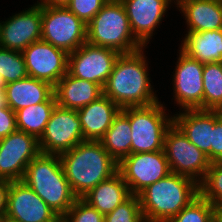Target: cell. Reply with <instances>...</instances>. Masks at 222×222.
Returning a JSON list of instances; mask_svg holds the SVG:
<instances>
[{
	"instance_id": "b9f144b4",
	"label": "cell",
	"mask_w": 222,
	"mask_h": 222,
	"mask_svg": "<svg viewBox=\"0 0 222 222\" xmlns=\"http://www.w3.org/2000/svg\"><path fill=\"white\" fill-rule=\"evenodd\" d=\"M210 222H222L217 216H215Z\"/></svg>"
},
{
	"instance_id": "5b68a950",
	"label": "cell",
	"mask_w": 222,
	"mask_h": 222,
	"mask_svg": "<svg viewBox=\"0 0 222 222\" xmlns=\"http://www.w3.org/2000/svg\"><path fill=\"white\" fill-rule=\"evenodd\" d=\"M87 43L111 48L120 54L144 48L131 31L120 0H109L87 24Z\"/></svg>"
},
{
	"instance_id": "d6a6232c",
	"label": "cell",
	"mask_w": 222,
	"mask_h": 222,
	"mask_svg": "<svg viewBox=\"0 0 222 222\" xmlns=\"http://www.w3.org/2000/svg\"><path fill=\"white\" fill-rule=\"evenodd\" d=\"M109 0H70L66 6L86 25Z\"/></svg>"
},
{
	"instance_id": "d4e9b609",
	"label": "cell",
	"mask_w": 222,
	"mask_h": 222,
	"mask_svg": "<svg viewBox=\"0 0 222 222\" xmlns=\"http://www.w3.org/2000/svg\"><path fill=\"white\" fill-rule=\"evenodd\" d=\"M132 130L129 117L122 111L114 117L100 142L110 156L119 163L131 154Z\"/></svg>"
},
{
	"instance_id": "2e32d148",
	"label": "cell",
	"mask_w": 222,
	"mask_h": 222,
	"mask_svg": "<svg viewBox=\"0 0 222 222\" xmlns=\"http://www.w3.org/2000/svg\"><path fill=\"white\" fill-rule=\"evenodd\" d=\"M203 68L204 64L179 50L173 75V97L183 110L203 109Z\"/></svg>"
},
{
	"instance_id": "484cf974",
	"label": "cell",
	"mask_w": 222,
	"mask_h": 222,
	"mask_svg": "<svg viewBox=\"0 0 222 222\" xmlns=\"http://www.w3.org/2000/svg\"><path fill=\"white\" fill-rule=\"evenodd\" d=\"M56 105L57 101L53 93L45 102L15 111L17 130L39 139Z\"/></svg>"
},
{
	"instance_id": "7bdbcfd3",
	"label": "cell",
	"mask_w": 222,
	"mask_h": 222,
	"mask_svg": "<svg viewBox=\"0 0 222 222\" xmlns=\"http://www.w3.org/2000/svg\"><path fill=\"white\" fill-rule=\"evenodd\" d=\"M216 163L222 164V157Z\"/></svg>"
},
{
	"instance_id": "83f0119b",
	"label": "cell",
	"mask_w": 222,
	"mask_h": 222,
	"mask_svg": "<svg viewBox=\"0 0 222 222\" xmlns=\"http://www.w3.org/2000/svg\"><path fill=\"white\" fill-rule=\"evenodd\" d=\"M217 208L200 194L184 207L176 216L166 222H210Z\"/></svg>"
},
{
	"instance_id": "ab89813d",
	"label": "cell",
	"mask_w": 222,
	"mask_h": 222,
	"mask_svg": "<svg viewBox=\"0 0 222 222\" xmlns=\"http://www.w3.org/2000/svg\"><path fill=\"white\" fill-rule=\"evenodd\" d=\"M0 222H7L6 213H0Z\"/></svg>"
},
{
	"instance_id": "ba28073f",
	"label": "cell",
	"mask_w": 222,
	"mask_h": 222,
	"mask_svg": "<svg viewBox=\"0 0 222 222\" xmlns=\"http://www.w3.org/2000/svg\"><path fill=\"white\" fill-rule=\"evenodd\" d=\"M164 151L172 173L187 176L198 184L211 162L173 123L164 137Z\"/></svg>"
},
{
	"instance_id": "8d00e7d4",
	"label": "cell",
	"mask_w": 222,
	"mask_h": 222,
	"mask_svg": "<svg viewBox=\"0 0 222 222\" xmlns=\"http://www.w3.org/2000/svg\"><path fill=\"white\" fill-rule=\"evenodd\" d=\"M70 0H40L37 4L42 6L66 7Z\"/></svg>"
},
{
	"instance_id": "5bb4252c",
	"label": "cell",
	"mask_w": 222,
	"mask_h": 222,
	"mask_svg": "<svg viewBox=\"0 0 222 222\" xmlns=\"http://www.w3.org/2000/svg\"><path fill=\"white\" fill-rule=\"evenodd\" d=\"M28 76L56 86L67 73L68 53L43 40L22 51Z\"/></svg>"
},
{
	"instance_id": "3957f363",
	"label": "cell",
	"mask_w": 222,
	"mask_h": 222,
	"mask_svg": "<svg viewBox=\"0 0 222 222\" xmlns=\"http://www.w3.org/2000/svg\"><path fill=\"white\" fill-rule=\"evenodd\" d=\"M199 195L193 179L170 173L138 194L145 222H166Z\"/></svg>"
},
{
	"instance_id": "ac0fdd59",
	"label": "cell",
	"mask_w": 222,
	"mask_h": 222,
	"mask_svg": "<svg viewBox=\"0 0 222 222\" xmlns=\"http://www.w3.org/2000/svg\"><path fill=\"white\" fill-rule=\"evenodd\" d=\"M173 123L181 130L191 143H193L208 157L211 162L214 110H182V112L173 116Z\"/></svg>"
},
{
	"instance_id": "d6986e66",
	"label": "cell",
	"mask_w": 222,
	"mask_h": 222,
	"mask_svg": "<svg viewBox=\"0 0 222 222\" xmlns=\"http://www.w3.org/2000/svg\"><path fill=\"white\" fill-rule=\"evenodd\" d=\"M121 108L106 95L77 110L84 140L100 141Z\"/></svg>"
},
{
	"instance_id": "cb8c5ba5",
	"label": "cell",
	"mask_w": 222,
	"mask_h": 222,
	"mask_svg": "<svg viewBox=\"0 0 222 222\" xmlns=\"http://www.w3.org/2000/svg\"><path fill=\"white\" fill-rule=\"evenodd\" d=\"M131 196L128 185L119 172L100 182L82 197L89 205L106 215Z\"/></svg>"
},
{
	"instance_id": "60d3db41",
	"label": "cell",
	"mask_w": 222,
	"mask_h": 222,
	"mask_svg": "<svg viewBox=\"0 0 222 222\" xmlns=\"http://www.w3.org/2000/svg\"><path fill=\"white\" fill-rule=\"evenodd\" d=\"M216 216L222 221V209H218Z\"/></svg>"
},
{
	"instance_id": "8992f818",
	"label": "cell",
	"mask_w": 222,
	"mask_h": 222,
	"mask_svg": "<svg viewBox=\"0 0 222 222\" xmlns=\"http://www.w3.org/2000/svg\"><path fill=\"white\" fill-rule=\"evenodd\" d=\"M121 110L129 117L132 130L131 154L164 150V137L173 124V116L165 114L161 102Z\"/></svg>"
},
{
	"instance_id": "d590c367",
	"label": "cell",
	"mask_w": 222,
	"mask_h": 222,
	"mask_svg": "<svg viewBox=\"0 0 222 222\" xmlns=\"http://www.w3.org/2000/svg\"><path fill=\"white\" fill-rule=\"evenodd\" d=\"M10 181L0 180V213L7 211V199Z\"/></svg>"
},
{
	"instance_id": "f1b7e54d",
	"label": "cell",
	"mask_w": 222,
	"mask_h": 222,
	"mask_svg": "<svg viewBox=\"0 0 222 222\" xmlns=\"http://www.w3.org/2000/svg\"><path fill=\"white\" fill-rule=\"evenodd\" d=\"M199 194L217 209H222V164H210L205 177L199 183Z\"/></svg>"
},
{
	"instance_id": "7a4b0ae2",
	"label": "cell",
	"mask_w": 222,
	"mask_h": 222,
	"mask_svg": "<svg viewBox=\"0 0 222 222\" xmlns=\"http://www.w3.org/2000/svg\"><path fill=\"white\" fill-rule=\"evenodd\" d=\"M64 174L77 198L118 172V163L100 141L84 140L59 155Z\"/></svg>"
},
{
	"instance_id": "30bf717a",
	"label": "cell",
	"mask_w": 222,
	"mask_h": 222,
	"mask_svg": "<svg viewBox=\"0 0 222 222\" xmlns=\"http://www.w3.org/2000/svg\"><path fill=\"white\" fill-rule=\"evenodd\" d=\"M38 141L40 152L52 155H60L84 141L77 110L56 105Z\"/></svg>"
},
{
	"instance_id": "74e56055",
	"label": "cell",
	"mask_w": 222,
	"mask_h": 222,
	"mask_svg": "<svg viewBox=\"0 0 222 222\" xmlns=\"http://www.w3.org/2000/svg\"><path fill=\"white\" fill-rule=\"evenodd\" d=\"M8 107L5 90H0V108Z\"/></svg>"
},
{
	"instance_id": "836d02e7",
	"label": "cell",
	"mask_w": 222,
	"mask_h": 222,
	"mask_svg": "<svg viewBox=\"0 0 222 222\" xmlns=\"http://www.w3.org/2000/svg\"><path fill=\"white\" fill-rule=\"evenodd\" d=\"M222 157V111L214 110V128L212 131L211 163Z\"/></svg>"
},
{
	"instance_id": "9c48e42d",
	"label": "cell",
	"mask_w": 222,
	"mask_h": 222,
	"mask_svg": "<svg viewBox=\"0 0 222 222\" xmlns=\"http://www.w3.org/2000/svg\"><path fill=\"white\" fill-rule=\"evenodd\" d=\"M118 172L131 195H138L149 185L171 173L164 150L132 153L118 163Z\"/></svg>"
},
{
	"instance_id": "6da1fadb",
	"label": "cell",
	"mask_w": 222,
	"mask_h": 222,
	"mask_svg": "<svg viewBox=\"0 0 222 222\" xmlns=\"http://www.w3.org/2000/svg\"><path fill=\"white\" fill-rule=\"evenodd\" d=\"M143 49L120 54L103 87V94L121 109L148 106L159 101L148 77L147 57Z\"/></svg>"
},
{
	"instance_id": "9a60e30c",
	"label": "cell",
	"mask_w": 222,
	"mask_h": 222,
	"mask_svg": "<svg viewBox=\"0 0 222 222\" xmlns=\"http://www.w3.org/2000/svg\"><path fill=\"white\" fill-rule=\"evenodd\" d=\"M3 23V24H2ZM42 37V5L14 14L0 22V47L22 52Z\"/></svg>"
},
{
	"instance_id": "f35d334b",
	"label": "cell",
	"mask_w": 222,
	"mask_h": 222,
	"mask_svg": "<svg viewBox=\"0 0 222 222\" xmlns=\"http://www.w3.org/2000/svg\"><path fill=\"white\" fill-rule=\"evenodd\" d=\"M6 82L4 78L0 75V90H5Z\"/></svg>"
},
{
	"instance_id": "e0dca14e",
	"label": "cell",
	"mask_w": 222,
	"mask_h": 222,
	"mask_svg": "<svg viewBox=\"0 0 222 222\" xmlns=\"http://www.w3.org/2000/svg\"><path fill=\"white\" fill-rule=\"evenodd\" d=\"M129 19L131 31L144 46L149 44L153 31L161 24L173 0H120Z\"/></svg>"
},
{
	"instance_id": "4dcf8cb0",
	"label": "cell",
	"mask_w": 222,
	"mask_h": 222,
	"mask_svg": "<svg viewBox=\"0 0 222 222\" xmlns=\"http://www.w3.org/2000/svg\"><path fill=\"white\" fill-rule=\"evenodd\" d=\"M104 222H145L138 195H131L112 212L104 215Z\"/></svg>"
},
{
	"instance_id": "603a6c76",
	"label": "cell",
	"mask_w": 222,
	"mask_h": 222,
	"mask_svg": "<svg viewBox=\"0 0 222 222\" xmlns=\"http://www.w3.org/2000/svg\"><path fill=\"white\" fill-rule=\"evenodd\" d=\"M180 50L202 64L222 62V29L187 32Z\"/></svg>"
},
{
	"instance_id": "277c9868",
	"label": "cell",
	"mask_w": 222,
	"mask_h": 222,
	"mask_svg": "<svg viewBox=\"0 0 222 222\" xmlns=\"http://www.w3.org/2000/svg\"><path fill=\"white\" fill-rule=\"evenodd\" d=\"M22 181L60 218L77 199L64 174L59 155L40 153L27 165Z\"/></svg>"
},
{
	"instance_id": "1f68e13d",
	"label": "cell",
	"mask_w": 222,
	"mask_h": 222,
	"mask_svg": "<svg viewBox=\"0 0 222 222\" xmlns=\"http://www.w3.org/2000/svg\"><path fill=\"white\" fill-rule=\"evenodd\" d=\"M61 222H104V215L82 198H77Z\"/></svg>"
},
{
	"instance_id": "e575fe53",
	"label": "cell",
	"mask_w": 222,
	"mask_h": 222,
	"mask_svg": "<svg viewBox=\"0 0 222 222\" xmlns=\"http://www.w3.org/2000/svg\"><path fill=\"white\" fill-rule=\"evenodd\" d=\"M17 130L16 115L9 107L0 108V139Z\"/></svg>"
},
{
	"instance_id": "8fae6325",
	"label": "cell",
	"mask_w": 222,
	"mask_h": 222,
	"mask_svg": "<svg viewBox=\"0 0 222 222\" xmlns=\"http://www.w3.org/2000/svg\"><path fill=\"white\" fill-rule=\"evenodd\" d=\"M120 53L107 47H97L87 42L68 54L67 72L76 78L105 86Z\"/></svg>"
},
{
	"instance_id": "52a82bcc",
	"label": "cell",
	"mask_w": 222,
	"mask_h": 222,
	"mask_svg": "<svg viewBox=\"0 0 222 222\" xmlns=\"http://www.w3.org/2000/svg\"><path fill=\"white\" fill-rule=\"evenodd\" d=\"M41 40L69 54L87 42V25L67 7L42 6Z\"/></svg>"
},
{
	"instance_id": "f546056e",
	"label": "cell",
	"mask_w": 222,
	"mask_h": 222,
	"mask_svg": "<svg viewBox=\"0 0 222 222\" xmlns=\"http://www.w3.org/2000/svg\"><path fill=\"white\" fill-rule=\"evenodd\" d=\"M0 75L6 84L28 76L22 52L0 47Z\"/></svg>"
},
{
	"instance_id": "4316f807",
	"label": "cell",
	"mask_w": 222,
	"mask_h": 222,
	"mask_svg": "<svg viewBox=\"0 0 222 222\" xmlns=\"http://www.w3.org/2000/svg\"><path fill=\"white\" fill-rule=\"evenodd\" d=\"M203 110L222 111V62L204 64Z\"/></svg>"
},
{
	"instance_id": "7402d4cb",
	"label": "cell",
	"mask_w": 222,
	"mask_h": 222,
	"mask_svg": "<svg viewBox=\"0 0 222 222\" xmlns=\"http://www.w3.org/2000/svg\"><path fill=\"white\" fill-rule=\"evenodd\" d=\"M7 106L15 111L45 102L53 93L54 87L47 82L27 76L5 86Z\"/></svg>"
},
{
	"instance_id": "4fadbf2b",
	"label": "cell",
	"mask_w": 222,
	"mask_h": 222,
	"mask_svg": "<svg viewBox=\"0 0 222 222\" xmlns=\"http://www.w3.org/2000/svg\"><path fill=\"white\" fill-rule=\"evenodd\" d=\"M7 222H61V218L22 180L12 181L7 199Z\"/></svg>"
},
{
	"instance_id": "44dd1931",
	"label": "cell",
	"mask_w": 222,
	"mask_h": 222,
	"mask_svg": "<svg viewBox=\"0 0 222 222\" xmlns=\"http://www.w3.org/2000/svg\"><path fill=\"white\" fill-rule=\"evenodd\" d=\"M185 16L187 32L222 29V2L217 0H179L175 3Z\"/></svg>"
},
{
	"instance_id": "ffe728a7",
	"label": "cell",
	"mask_w": 222,
	"mask_h": 222,
	"mask_svg": "<svg viewBox=\"0 0 222 222\" xmlns=\"http://www.w3.org/2000/svg\"><path fill=\"white\" fill-rule=\"evenodd\" d=\"M57 105L78 110L103 95V88L88 80L71 76L68 72L54 87Z\"/></svg>"
},
{
	"instance_id": "7c38bea8",
	"label": "cell",
	"mask_w": 222,
	"mask_h": 222,
	"mask_svg": "<svg viewBox=\"0 0 222 222\" xmlns=\"http://www.w3.org/2000/svg\"><path fill=\"white\" fill-rule=\"evenodd\" d=\"M40 153L38 139L23 131L0 139V180H22L27 165Z\"/></svg>"
}]
</instances>
